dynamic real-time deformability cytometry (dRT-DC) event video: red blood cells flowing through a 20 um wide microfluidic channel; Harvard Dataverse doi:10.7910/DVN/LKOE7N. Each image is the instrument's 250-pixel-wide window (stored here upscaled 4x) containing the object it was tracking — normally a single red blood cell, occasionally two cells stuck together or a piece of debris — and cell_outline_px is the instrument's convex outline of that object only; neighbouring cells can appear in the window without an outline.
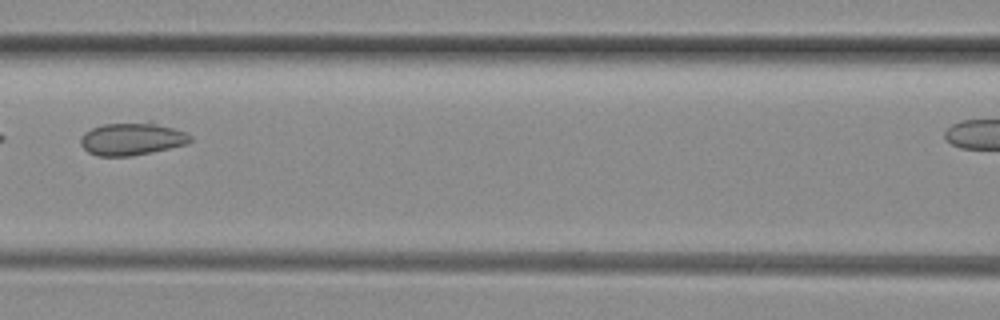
{"species": "common noctule bat (a hibernating species)", "species_latin": "Nyctalus noctula", "temperature_condition": "room temperature", "stored_images_in_passage": 4, "segment_of_instrument_passage": [1, 2], "camera_frame_rate_fps": 3000, "um_per_image_px": 0.085, "animal": {"sex": "female", "body_mass_g": 29.2, "forearm_length_mm": 56.3}, "frame": {"image": 1, "passage_image": 3, "time_ms": 0.667, "image_size_px": [1000, 320], "cell_outline_px": [[192, 140], [184, 144], [152, 152], [132, 156], [96, 156], [88, 152], [80, 144], [80, 140], [84, 132], [92, 128], [104, 124], [148, 120], [152, 120], [184, 132], [192, 136]], "centroid_in_image_um": [11.2, 11.78], "position_along_channel_um": 155.4, "area_um2": 21.21}}